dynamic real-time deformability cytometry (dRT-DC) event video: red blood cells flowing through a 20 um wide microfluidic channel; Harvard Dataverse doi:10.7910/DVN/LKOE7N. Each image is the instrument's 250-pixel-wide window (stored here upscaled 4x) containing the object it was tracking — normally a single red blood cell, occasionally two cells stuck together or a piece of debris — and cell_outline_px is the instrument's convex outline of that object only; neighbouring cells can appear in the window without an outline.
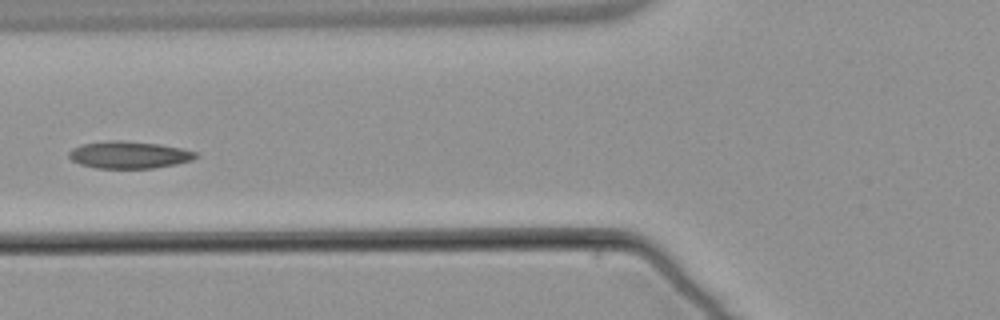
{"species": "common noctule bat (a hibernating species)", "species_latin": "Nyctalus noctula", "temperature_condition": "warm", "stored_images_in_passage": 7, "camera_frame_rate_fps": 3000, "um_per_image_px": 0.085, "animal": {"sex": "male", "body_mass_g": 21.5, "forearm_length_mm": 52.0}, "frame": {"image": 1, "passage_image": 7, "time_ms": 7.333, "image_size_px": [1000, 320], "cell_outline_px": [[200, 156], [192, 160], [176, 164], [152, 168], [96, 168], [80, 164], [72, 160], [68, 156], [68, 152], [72, 148], [80, 144], [108, 140], [124, 140], [160, 144], [200, 152]], "centroid_in_image_um": [10.98, 13.15], "position_along_channel_um": 114.8, "area_um2": 20.35}}